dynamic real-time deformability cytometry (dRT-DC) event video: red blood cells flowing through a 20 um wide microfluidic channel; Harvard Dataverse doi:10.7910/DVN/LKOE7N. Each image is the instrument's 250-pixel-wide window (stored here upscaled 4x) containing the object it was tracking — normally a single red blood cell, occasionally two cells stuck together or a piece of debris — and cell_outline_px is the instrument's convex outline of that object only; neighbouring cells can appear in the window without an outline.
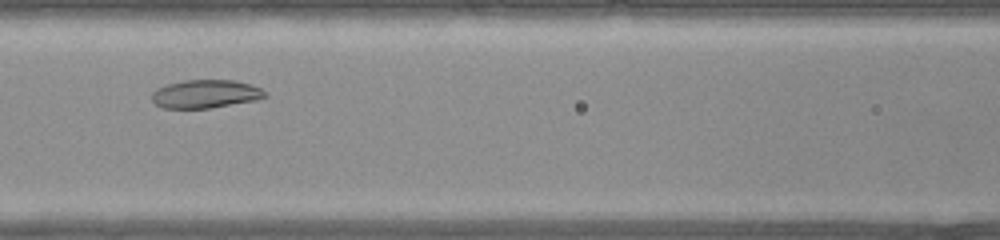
{"species": "common noctule bat (a hibernating species)", "species_latin": "Nyctalus noctula", "temperature_condition": "warm", "stored_images_in_passage": 28, "camera_frame_rate_fps": 3000, "um_per_image_px": 0.085, "animal": {"sex": "female", "body_mass_g": 22.0, "forearm_length_mm": 56.7}, "frame": {"image": 1, "passage_image": 9, "time_ms": 2.667, "image_size_px": [1000, 240], "cell_outline_px": [[268, 96], [256, 100], [208, 108], [164, 108], [156, 104], [152, 100], [152, 92], [156, 88], [168, 84], [184, 80], [236, 80], [260, 88]], "centroid_in_image_um": [17.44, 7.98], "position_along_channel_um": 149.2, "area_um2": 18.5}}
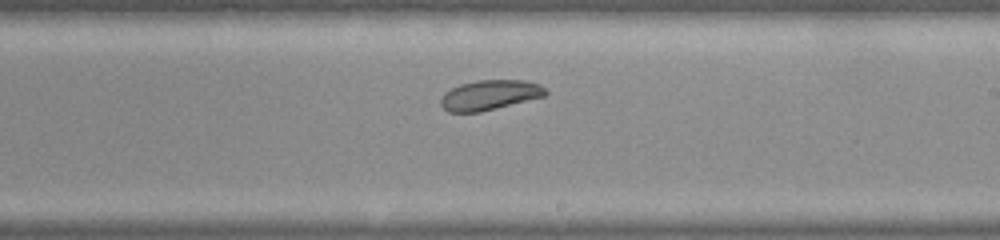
{"frame": {"image": 2, "passage_image": 15, "time_ms": 4.667, "image_size_px": [1000, 240], "cell_outline_px": [[548, 92], [544, 96], [480, 112], [448, 112], [440, 104], [440, 100], [444, 92], [460, 84], [476, 80], [524, 80], [540, 84]], "centroid_in_image_um": [41.6, 8.07], "position_along_channel_um": 247.4, "area_um2": 18.21}}
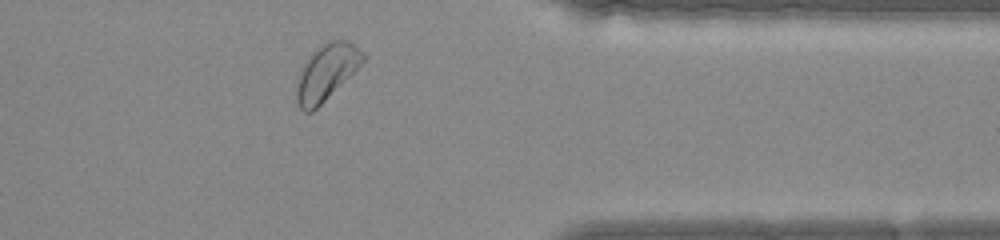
{"frame": {"image": 3, "passage_image": 24, "time_ms": 7.667, "image_size_px": [1000, 240], "cell_outline_px": [[364, 60], [312, 112], [304, 112], [300, 108], [296, 100], [296, 88], [304, 64], [312, 52], [316, 48], [332, 40], [348, 40], [364, 52]], "centroid_in_image_um": [27.73, 6.13], "position_along_channel_um": 383.7, "area_um2": 20.75}}